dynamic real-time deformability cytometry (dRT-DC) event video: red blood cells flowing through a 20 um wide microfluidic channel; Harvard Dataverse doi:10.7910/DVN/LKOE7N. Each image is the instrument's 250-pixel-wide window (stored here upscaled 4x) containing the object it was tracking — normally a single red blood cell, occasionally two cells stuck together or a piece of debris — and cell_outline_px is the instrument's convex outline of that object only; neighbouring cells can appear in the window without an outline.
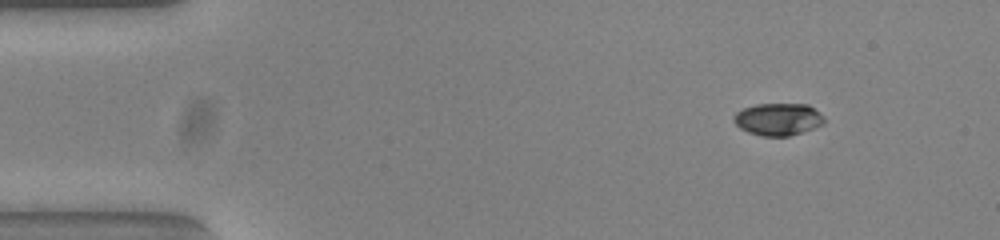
{"species": "common noctule bat (a hibernating species)", "species_latin": "Nyctalus noctula", "temperature_condition": "warm", "stored_images_in_passage": 48, "camera_frame_rate_fps": 3000, "um_per_image_px": 0.085, "animal": {"sex": "female", "body_mass_g": 23.0, "forearm_length_mm": 53.4}, "frame": {"image": 1, "passage_image": 1, "time_ms": 0.0, "image_size_px": [1000, 240], "cell_outline_px": [[824, 124], [788, 136], [764, 136], [748, 132], [740, 128], [732, 120], [732, 116], [736, 112], [744, 108], [756, 104], [808, 104], [820, 112], [824, 116]], "centroid_in_image_um": [66.13, 10.12], "position_along_channel_um": 18.9, "area_um2": 16.99}}
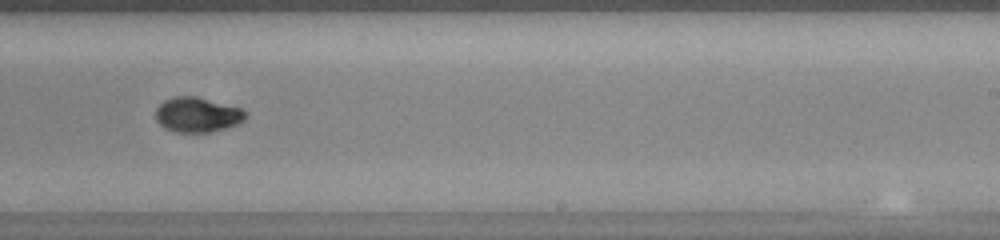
{"frame": {"image": 2, "passage_image": 28, "time_ms": 9.0, "image_size_px": [1000, 240], "cell_outline_px": [[248, 116], [244, 120], [236, 124], [212, 132], [176, 132], [164, 128], [156, 120], [156, 108], [164, 100], [176, 96], [196, 96], [240, 108], [248, 112]], "centroid_in_image_um": [16.77, 9.75], "position_along_channel_um": 272.2, "area_um2": 18.26}}
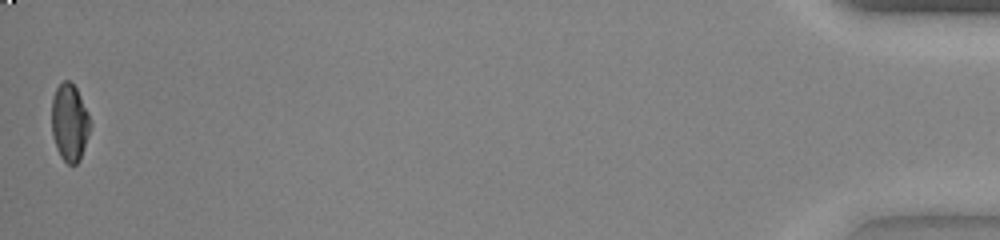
{"frame": {"image": 3, "passage_image": 48, "time_ms": 15.667, "image_size_px": [1000, 240], "cell_outline_px": [[92, 124], [80, 160], [76, 164], [68, 164], [60, 156], [56, 148], [52, 136], [52, 96], [56, 88], [64, 80], [68, 80], [76, 88], [88, 112]], "centroid_in_image_um": [5.92, 10.42], "position_along_channel_um": 429.3, "area_um2": 17.46}, "authors_computed_cell_mechanics": {"area_um2": 17.7735, "velocity_mm_per_s": 3.8421, "shape_relaxation_time_tau1_ms": 3.9651, "shape_relaxation_time_tau2_ms": null, "deformation_change_tau1": 0.1645, "deformation_change_tau2": null}}